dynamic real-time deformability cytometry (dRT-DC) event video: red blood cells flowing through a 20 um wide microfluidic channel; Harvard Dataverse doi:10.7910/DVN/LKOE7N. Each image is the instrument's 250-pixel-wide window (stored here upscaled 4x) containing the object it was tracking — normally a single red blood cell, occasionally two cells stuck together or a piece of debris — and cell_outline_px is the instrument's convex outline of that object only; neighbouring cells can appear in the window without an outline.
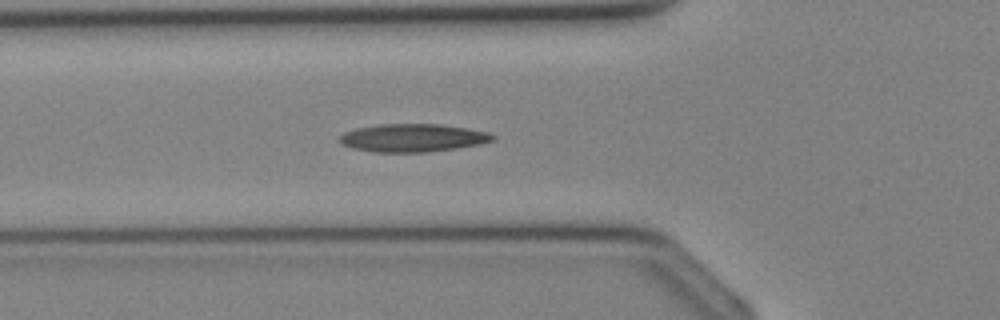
{"species": "Egyptian fruit bat (a non-hibernating species)", "species_latin": "Rousettus aegyptiacus", "temperature_condition": "cold", "stored_images_in_passage": 27, "camera_frame_rate_fps": 3000, "um_per_image_px": 0.085, "animal": {"sex": "female"}, "frame": {"image": 1, "passage_image": 3, "time_ms": 0.667, "image_size_px": [1000, 320], "cell_outline_px": [[496, 140], [480, 144], [456, 148], [424, 152], [376, 152], [356, 148], [344, 144], [340, 140], [340, 136], [344, 132], [356, 128], [380, 124], [440, 124], [468, 128], [488, 132], [496, 136]], "centroid_in_image_um": [35.15, 11.71], "position_along_channel_um": 90.6, "area_um2": 24.8}}
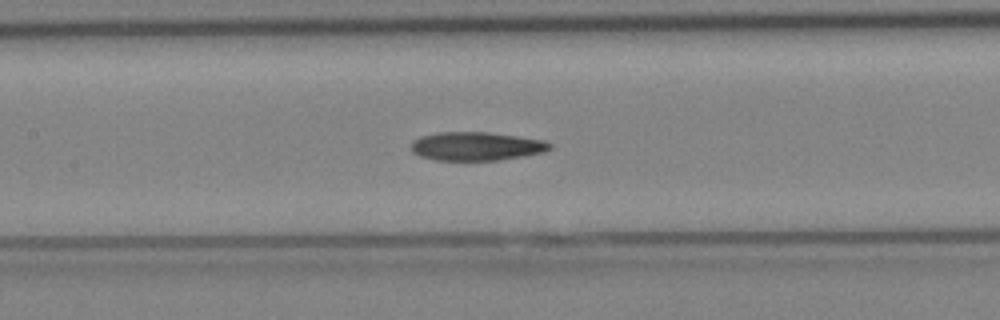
{"frame": {"image": 2, "passage_image": 7, "time_ms": 2.0, "image_size_px": [1000, 320], "cell_outline_px": [[552, 148], [544, 152], [524, 156], [496, 160], [436, 160], [420, 156], [412, 152], [412, 140], [420, 136], [440, 132], [488, 132], [544, 140], [552, 144]], "centroid_in_image_um": [40.49, 12.43], "position_along_channel_um": 166.9, "area_um2": 23.06}}
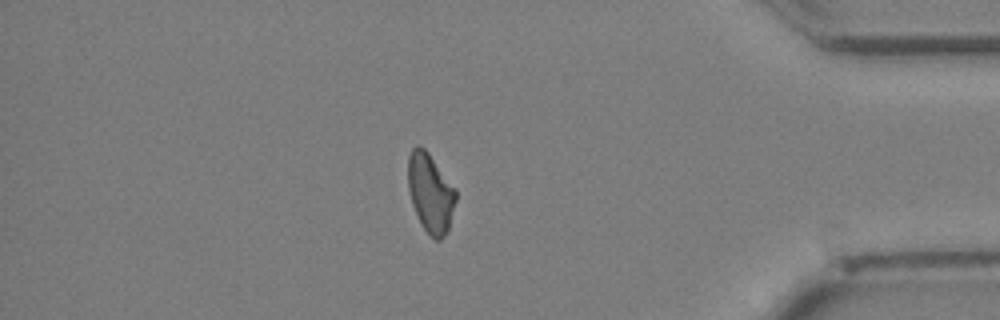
{"frame": {"image": 3, "passage_image": 21, "time_ms": 6.667, "image_size_px": [1000, 320], "cell_outline_px": [[456, 200], [448, 232], [440, 240], [436, 240], [424, 228], [412, 204], [408, 188], [408, 156], [412, 148], [416, 144], [420, 144], [428, 152], [456, 188]], "centroid_in_image_um": [36.59, 16.36], "position_along_channel_um": 398.6, "area_um2": 22.02}}